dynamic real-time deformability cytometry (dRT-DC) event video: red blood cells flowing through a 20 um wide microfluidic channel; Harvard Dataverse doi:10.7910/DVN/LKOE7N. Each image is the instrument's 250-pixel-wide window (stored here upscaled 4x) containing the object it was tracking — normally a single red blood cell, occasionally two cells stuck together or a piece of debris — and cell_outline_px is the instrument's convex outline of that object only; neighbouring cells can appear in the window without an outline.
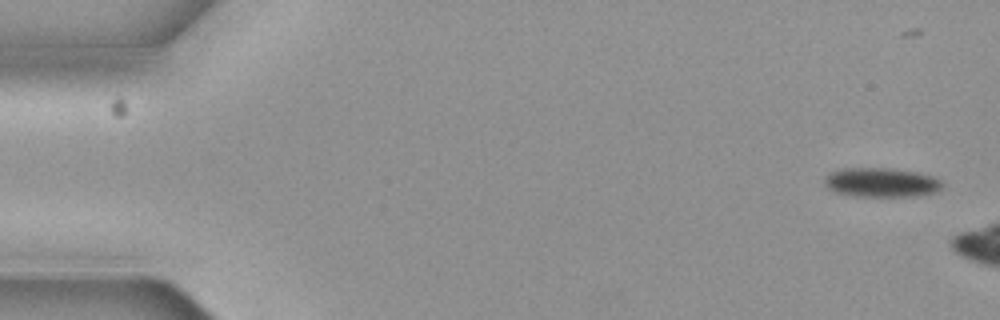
{"species": "common noctule bat (a hibernating species)", "species_latin": "Nyctalus noctula", "temperature_condition": "cold", "stored_images_in_passage": 3, "camera_frame_rate_fps": 3000, "um_per_image_px": 0.085, "animal": {"sex": "female", "body_mass_g": 19.3, "forearm_length_mm": 54.1}, "frame": {"image": 1, "passage_image": 1, "time_ms": 0.0, "image_size_px": [1000, 320], "cell_outline_px": [[940, 188], [932, 192], [916, 196], [852, 196], [836, 192], [828, 188], [824, 184], [824, 180], [832, 172], [840, 168], [892, 168], [916, 172], [932, 176], [940, 180]], "centroid_in_image_um": [74.86, 15.5], "position_along_channel_um": 10.1, "area_um2": 19.83}}